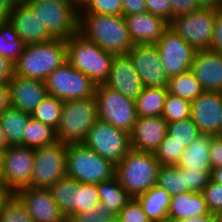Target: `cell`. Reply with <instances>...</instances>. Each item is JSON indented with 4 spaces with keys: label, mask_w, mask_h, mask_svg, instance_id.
Returning a JSON list of instances; mask_svg holds the SVG:
<instances>
[{
    "label": "cell",
    "mask_w": 222,
    "mask_h": 222,
    "mask_svg": "<svg viewBox=\"0 0 222 222\" xmlns=\"http://www.w3.org/2000/svg\"><path fill=\"white\" fill-rule=\"evenodd\" d=\"M66 176L80 183L99 184L115 176V164L84 143L68 144Z\"/></svg>",
    "instance_id": "cell-6"
},
{
    "label": "cell",
    "mask_w": 222,
    "mask_h": 222,
    "mask_svg": "<svg viewBox=\"0 0 222 222\" xmlns=\"http://www.w3.org/2000/svg\"><path fill=\"white\" fill-rule=\"evenodd\" d=\"M217 9L199 8L186 15L174 17L169 27L195 51L209 50Z\"/></svg>",
    "instance_id": "cell-11"
},
{
    "label": "cell",
    "mask_w": 222,
    "mask_h": 222,
    "mask_svg": "<svg viewBox=\"0 0 222 222\" xmlns=\"http://www.w3.org/2000/svg\"><path fill=\"white\" fill-rule=\"evenodd\" d=\"M190 113L191 102L169 93L166 95L161 116L167 123L189 118Z\"/></svg>",
    "instance_id": "cell-37"
},
{
    "label": "cell",
    "mask_w": 222,
    "mask_h": 222,
    "mask_svg": "<svg viewBox=\"0 0 222 222\" xmlns=\"http://www.w3.org/2000/svg\"><path fill=\"white\" fill-rule=\"evenodd\" d=\"M65 61V40L52 39L44 43L29 44L14 63V75L45 81L46 77Z\"/></svg>",
    "instance_id": "cell-2"
},
{
    "label": "cell",
    "mask_w": 222,
    "mask_h": 222,
    "mask_svg": "<svg viewBox=\"0 0 222 222\" xmlns=\"http://www.w3.org/2000/svg\"><path fill=\"white\" fill-rule=\"evenodd\" d=\"M64 102L56 97L48 95L32 112L31 117L41 123L51 126L53 129L59 125Z\"/></svg>",
    "instance_id": "cell-35"
},
{
    "label": "cell",
    "mask_w": 222,
    "mask_h": 222,
    "mask_svg": "<svg viewBox=\"0 0 222 222\" xmlns=\"http://www.w3.org/2000/svg\"><path fill=\"white\" fill-rule=\"evenodd\" d=\"M100 203L97 184L79 182L78 213L89 211Z\"/></svg>",
    "instance_id": "cell-42"
},
{
    "label": "cell",
    "mask_w": 222,
    "mask_h": 222,
    "mask_svg": "<svg viewBox=\"0 0 222 222\" xmlns=\"http://www.w3.org/2000/svg\"><path fill=\"white\" fill-rule=\"evenodd\" d=\"M98 120L95 97L64 101L56 139L64 144L84 143L89 129Z\"/></svg>",
    "instance_id": "cell-5"
},
{
    "label": "cell",
    "mask_w": 222,
    "mask_h": 222,
    "mask_svg": "<svg viewBox=\"0 0 222 222\" xmlns=\"http://www.w3.org/2000/svg\"><path fill=\"white\" fill-rule=\"evenodd\" d=\"M147 12L160 16L166 21H171L170 0H146Z\"/></svg>",
    "instance_id": "cell-46"
},
{
    "label": "cell",
    "mask_w": 222,
    "mask_h": 222,
    "mask_svg": "<svg viewBox=\"0 0 222 222\" xmlns=\"http://www.w3.org/2000/svg\"><path fill=\"white\" fill-rule=\"evenodd\" d=\"M212 170H190L182 168L185 174L186 185L189 191L202 192L211 179Z\"/></svg>",
    "instance_id": "cell-44"
},
{
    "label": "cell",
    "mask_w": 222,
    "mask_h": 222,
    "mask_svg": "<svg viewBox=\"0 0 222 222\" xmlns=\"http://www.w3.org/2000/svg\"><path fill=\"white\" fill-rule=\"evenodd\" d=\"M168 90L165 87H144L135 100L138 117L161 116Z\"/></svg>",
    "instance_id": "cell-30"
},
{
    "label": "cell",
    "mask_w": 222,
    "mask_h": 222,
    "mask_svg": "<svg viewBox=\"0 0 222 222\" xmlns=\"http://www.w3.org/2000/svg\"><path fill=\"white\" fill-rule=\"evenodd\" d=\"M117 214L98 203L89 211L77 213L69 222H116Z\"/></svg>",
    "instance_id": "cell-41"
},
{
    "label": "cell",
    "mask_w": 222,
    "mask_h": 222,
    "mask_svg": "<svg viewBox=\"0 0 222 222\" xmlns=\"http://www.w3.org/2000/svg\"><path fill=\"white\" fill-rule=\"evenodd\" d=\"M209 151L212 169L222 167V136H212Z\"/></svg>",
    "instance_id": "cell-49"
},
{
    "label": "cell",
    "mask_w": 222,
    "mask_h": 222,
    "mask_svg": "<svg viewBox=\"0 0 222 222\" xmlns=\"http://www.w3.org/2000/svg\"><path fill=\"white\" fill-rule=\"evenodd\" d=\"M167 131L171 137L188 147L198 136L201 135L197 125L189 117L180 121L167 123Z\"/></svg>",
    "instance_id": "cell-38"
},
{
    "label": "cell",
    "mask_w": 222,
    "mask_h": 222,
    "mask_svg": "<svg viewBox=\"0 0 222 222\" xmlns=\"http://www.w3.org/2000/svg\"><path fill=\"white\" fill-rule=\"evenodd\" d=\"M98 119L131 133L137 120L135 101L124 97L106 84L95 87Z\"/></svg>",
    "instance_id": "cell-8"
},
{
    "label": "cell",
    "mask_w": 222,
    "mask_h": 222,
    "mask_svg": "<svg viewBox=\"0 0 222 222\" xmlns=\"http://www.w3.org/2000/svg\"><path fill=\"white\" fill-rule=\"evenodd\" d=\"M185 148L167 133L154 155L160 165H177Z\"/></svg>",
    "instance_id": "cell-39"
},
{
    "label": "cell",
    "mask_w": 222,
    "mask_h": 222,
    "mask_svg": "<svg viewBox=\"0 0 222 222\" xmlns=\"http://www.w3.org/2000/svg\"><path fill=\"white\" fill-rule=\"evenodd\" d=\"M79 13H97L102 15H122V0H87Z\"/></svg>",
    "instance_id": "cell-40"
},
{
    "label": "cell",
    "mask_w": 222,
    "mask_h": 222,
    "mask_svg": "<svg viewBox=\"0 0 222 222\" xmlns=\"http://www.w3.org/2000/svg\"><path fill=\"white\" fill-rule=\"evenodd\" d=\"M100 203L118 214L133 197L121 186L116 176L97 184Z\"/></svg>",
    "instance_id": "cell-29"
},
{
    "label": "cell",
    "mask_w": 222,
    "mask_h": 222,
    "mask_svg": "<svg viewBox=\"0 0 222 222\" xmlns=\"http://www.w3.org/2000/svg\"><path fill=\"white\" fill-rule=\"evenodd\" d=\"M210 51L222 54V9L215 13Z\"/></svg>",
    "instance_id": "cell-47"
},
{
    "label": "cell",
    "mask_w": 222,
    "mask_h": 222,
    "mask_svg": "<svg viewBox=\"0 0 222 222\" xmlns=\"http://www.w3.org/2000/svg\"><path fill=\"white\" fill-rule=\"evenodd\" d=\"M0 157L4 187L10 193H15L24 187H30L34 149L21 145L8 146Z\"/></svg>",
    "instance_id": "cell-13"
},
{
    "label": "cell",
    "mask_w": 222,
    "mask_h": 222,
    "mask_svg": "<svg viewBox=\"0 0 222 222\" xmlns=\"http://www.w3.org/2000/svg\"><path fill=\"white\" fill-rule=\"evenodd\" d=\"M54 39L68 40L78 32L79 10L67 0H30L27 3Z\"/></svg>",
    "instance_id": "cell-7"
},
{
    "label": "cell",
    "mask_w": 222,
    "mask_h": 222,
    "mask_svg": "<svg viewBox=\"0 0 222 222\" xmlns=\"http://www.w3.org/2000/svg\"><path fill=\"white\" fill-rule=\"evenodd\" d=\"M116 222H151L136 198L130 200L117 214Z\"/></svg>",
    "instance_id": "cell-45"
},
{
    "label": "cell",
    "mask_w": 222,
    "mask_h": 222,
    "mask_svg": "<svg viewBox=\"0 0 222 222\" xmlns=\"http://www.w3.org/2000/svg\"><path fill=\"white\" fill-rule=\"evenodd\" d=\"M211 179L222 185V167L212 169Z\"/></svg>",
    "instance_id": "cell-57"
},
{
    "label": "cell",
    "mask_w": 222,
    "mask_h": 222,
    "mask_svg": "<svg viewBox=\"0 0 222 222\" xmlns=\"http://www.w3.org/2000/svg\"><path fill=\"white\" fill-rule=\"evenodd\" d=\"M31 114L9 106L0 113V122L9 146H23V133Z\"/></svg>",
    "instance_id": "cell-28"
},
{
    "label": "cell",
    "mask_w": 222,
    "mask_h": 222,
    "mask_svg": "<svg viewBox=\"0 0 222 222\" xmlns=\"http://www.w3.org/2000/svg\"><path fill=\"white\" fill-rule=\"evenodd\" d=\"M190 118L201 134L221 136L222 93L203 91L191 102Z\"/></svg>",
    "instance_id": "cell-16"
},
{
    "label": "cell",
    "mask_w": 222,
    "mask_h": 222,
    "mask_svg": "<svg viewBox=\"0 0 222 222\" xmlns=\"http://www.w3.org/2000/svg\"><path fill=\"white\" fill-rule=\"evenodd\" d=\"M65 42L67 61L88 76L95 85L105 84L114 55L102 50L79 32Z\"/></svg>",
    "instance_id": "cell-4"
},
{
    "label": "cell",
    "mask_w": 222,
    "mask_h": 222,
    "mask_svg": "<svg viewBox=\"0 0 222 222\" xmlns=\"http://www.w3.org/2000/svg\"><path fill=\"white\" fill-rule=\"evenodd\" d=\"M17 4L28 3L30 0H14Z\"/></svg>",
    "instance_id": "cell-61"
},
{
    "label": "cell",
    "mask_w": 222,
    "mask_h": 222,
    "mask_svg": "<svg viewBox=\"0 0 222 222\" xmlns=\"http://www.w3.org/2000/svg\"><path fill=\"white\" fill-rule=\"evenodd\" d=\"M209 212L202 192H184L171 196L168 221L197 217Z\"/></svg>",
    "instance_id": "cell-24"
},
{
    "label": "cell",
    "mask_w": 222,
    "mask_h": 222,
    "mask_svg": "<svg viewBox=\"0 0 222 222\" xmlns=\"http://www.w3.org/2000/svg\"><path fill=\"white\" fill-rule=\"evenodd\" d=\"M169 94L178 96L189 102L196 99L204 90L191 70L168 79Z\"/></svg>",
    "instance_id": "cell-32"
},
{
    "label": "cell",
    "mask_w": 222,
    "mask_h": 222,
    "mask_svg": "<svg viewBox=\"0 0 222 222\" xmlns=\"http://www.w3.org/2000/svg\"><path fill=\"white\" fill-rule=\"evenodd\" d=\"M71 4H73L78 10L83 7V5L87 2V0H67Z\"/></svg>",
    "instance_id": "cell-59"
},
{
    "label": "cell",
    "mask_w": 222,
    "mask_h": 222,
    "mask_svg": "<svg viewBox=\"0 0 222 222\" xmlns=\"http://www.w3.org/2000/svg\"><path fill=\"white\" fill-rule=\"evenodd\" d=\"M105 84L133 101L144 88L128 53L113 56Z\"/></svg>",
    "instance_id": "cell-18"
},
{
    "label": "cell",
    "mask_w": 222,
    "mask_h": 222,
    "mask_svg": "<svg viewBox=\"0 0 222 222\" xmlns=\"http://www.w3.org/2000/svg\"><path fill=\"white\" fill-rule=\"evenodd\" d=\"M8 89L10 106L29 114L48 96L44 81L14 74L8 81Z\"/></svg>",
    "instance_id": "cell-20"
},
{
    "label": "cell",
    "mask_w": 222,
    "mask_h": 222,
    "mask_svg": "<svg viewBox=\"0 0 222 222\" xmlns=\"http://www.w3.org/2000/svg\"><path fill=\"white\" fill-rule=\"evenodd\" d=\"M16 5L14 0H0V19L6 18Z\"/></svg>",
    "instance_id": "cell-54"
},
{
    "label": "cell",
    "mask_w": 222,
    "mask_h": 222,
    "mask_svg": "<svg viewBox=\"0 0 222 222\" xmlns=\"http://www.w3.org/2000/svg\"><path fill=\"white\" fill-rule=\"evenodd\" d=\"M147 12L146 0H122V16Z\"/></svg>",
    "instance_id": "cell-50"
},
{
    "label": "cell",
    "mask_w": 222,
    "mask_h": 222,
    "mask_svg": "<svg viewBox=\"0 0 222 222\" xmlns=\"http://www.w3.org/2000/svg\"><path fill=\"white\" fill-rule=\"evenodd\" d=\"M124 19L134 45L155 44L169 27L168 21L149 12L130 14Z\"/></svg>",
    "instance_id": "cell-22"
},
{
    "label": "cell",
    "mask_w": 222,
    "mask_h": 222,
    "mask_svg": "<svg viewBox=\"0 0 222 222\" xmlns=\"http://www.w3.org/2000/svg\"><path fill=\"white\" fill-rule=\"evenodd\" d=\"M44 82L47 94L63 102L86 99L95 94V83L68 61L51 72Z\"/></svg>",
    "instance_id": "cell-9"
},
{
    "label": "cell",
    "mask_w": 222,
    "mask_h": 222,
    "mask_svg": "<svg viewBox=\"0 0 222 222\" xmlns=\"http://www.w3.org/2000/svg\"><path fill=\"white\" fill-rule=\"evenodd\" d=\"M136 199L151 222H167L171 195L158 185H154Z\"/></svg>",
    "instance_id": "cell-25"
},
{
    "label": "cell",
    "mask_w": 222,
    "mask_h": 222,
    "mask_svg": "<svg viewBox=\"0 0 222 222\" xmlns=\"http://www.w3.org/2000/svg\"><path fill=\"white\" fill-rule=\"evenodd\" d=\"M84 144L115 165L131 150L130 134L100 119L89 129Z\"/></svg>",
    "instance_id": "cell-12"
},
{
    "label": "cell",
    "mask_w": 222,
    "mask_h": 222,
    "mask_svg": "<svg viewBox=\"0 0 222 222\" xmlns=\"http://www.w3.org/2000/svg\"><path fill=\"white\" fill-rule=\"evenodd\" d=\"M0 222H34L20 199L11 193L0 209Z\"/></svg>",
    "instance_id": "cell-36"
},
{
    "label": "cell",
    "mask_w": 222,
    "mask_h": 222,
    "mask_svg": "<svg viewBox=\"0 0 222 222\" xmlns=\"http://www.w3.org/2000/svg\"><path fill=\"white\" fill-rule=\"evenodd\" d=\"M78 32L113 55L127 54L134 46L122 15L79 13Z\"/></svg>",
    "instance_id": "cell-1"
},
{
    "label": "cell",
    "mask_w": 222,
    "mask_h": 222,
    "mask_svg": "<svg viewBox=\"0 0 222 222\" xmlns=\"http://www.w3.org/2000/svg\"><path fill=\"white\" fill-rule=\"evenodd\" d=\"M170 4H171V20L174 17L186 15L200 8L196 3V0H170Z\"/></svg>",
    "instance_id": "cell-48"
},
{
    "label": "cell",
    "mask_w": 222,
    "mask_h": 222,
    "mask_svg": "<svg viewBox=\"0 0 222 222\" xmlns=\"http://www.w3.org/2000/svg\"><path fill=\"white\" fill-rule=\"evenodd\" d=\"M200 8L222 9V0H196Z\"/></svg>",
    "instance_id": "cell-55"
},
{
    "label": "cell",
    "mask_w": 222,
    "mask_h": 222,
    "mask_svg": "<svg viewBox=\"0 0 222 222\" xmlns=\"http://www.w3.org/2000/svg\"><path fill=\"white\" fill-rule=\"evenodd\" d=\"M168 133L162 116L137 117L130 133L131 149L154 153Z\"/></svg>",
    "instance_id": "cell-21"
},
{
    "label": "cell",
    "mask_w": 222,
    "mask_h": 222,
    "mask_svg": "<svg viewBox=\"0 0 222 222\" xmlns=\"http://www.w3.org/2000/svg\"><path fill=\"white\" fill-rule=\"evenodd\" d=\"M143 87H165L168 78L155 44H136L128 52Z\"/></svg>",
    "instance_id": "cell-15"
},
{
    "label": "cell",
    "mask_w": 222,
    "mask_h": 222,
    "mask_svg": "<svg viewBox=\"0 0 222 222\" xmlns=\"http://www.w3.org/2000/svg\"><path fill=\"white\" fill-rule=\"evenodd\" d=\"M160 163L154 153L131 149L115 165V176L121 186L133 197L157 185Z\"/></svg>",
    "instance_id": "cell-3"
},
{
    "label": "cell",
    "mask_w": 222,
    "mask_h": 222,
    "mask_svg": "<svg viewBox=\"0 0 222 222\" xmlns=\"http://www.w3.org/2000/svg\"><path fill=\"white\" fill-rule=\"evenodd\" d=\"M6 19L26 45L44 43L54 39L27 3L17 4Z\"/></svg>",
    "instance_id": "cell-19"
},
{
    "label": "cell",
    "mask_w": 222,
    "mask_h": 222,
    "mask_svg": "<svg viewBox=\"0 0 222 222\" xmlns=\"http://www.w3.org/2000/svg\"><path fill=\"white\" fill-rule=\"evenodd\" d=\"M167 222H217V215L209 212L197 217L185 218L182 220L167 221Z\"/></svg>",
    "instance_id": "cell-52"
},
{
    "label": "cell",
    "mask_w": 222,
    "mask_h": 222,
    "mask_svg": "<svg viewBox=\"0 0 222 222\" xmlns=\"http://www.w3.org/2000/svg\"><path fill=\"white\" fill-rule=\"evenodd\" d=\"M217 222H222V210L217 214Z\"/></svg>",
    "instance_id": "cell-60"
},
{
    "label": "cell",
    "mask_w": 222,
    "mask_h": 222,
    "mask_svg": "<svg viewBox=\"0 0 222 222\" xmlns=\"http://www.w3.org/2000/svg\"><path fill=\"white\" fill-rule=\"evenodd\" d=\"M67 144L55 143L34 149V162L30 176L31 188L49 189L66 177Z\"/></svg>",
    "instance_id": "cell-10"
},
{
    "label": "cell",
    "mask_w": 222,
    "mask_h": 222,
    "mask_svg": "<svg viewBox=\"0 0 222 222\" xmlns=\"http://www.w3.org/2000/svg\"><path fill=\"white\" fill-rule=\"evenodd\" d=\"M26 44L6 18L0 19V55L14 64L24 51Z\"/></svg>",
    "instance_id": "cell-31"
},
{
    "label": "cell",
    "mask_w": 222,
    "mask_h": 222,
    "mask_svg": "<svg viewBox=\"0 0 222 222\" xmlns=\"http://www.w3.org/2000/svg\"><path fill=\"white\" fill-rule=\"evenodd\" d=\"M49 190L69 222L78 213L79 182L66 176L58 180Z\"/></svg>",
    "instance_id": "cell-27"
},
{
    "label": "cell",
    "mask_w": 222,
    "mask_h": 222,
    "mask_svg": "<svg viewBox=\"0 0 222 222\" xmlns=\"http://www.w3.org/2000/svg\"><path fill=\"white\" fill-rule=\"evenodd\" d=\"M221 136H222V118H221Z\"/></svg>",
    "instance_id": "cell-63"
},
{
    "label": "cell",
    "mask_w": 222,
    "mask_h": 222,
    "mask_svg": "<svg viewBox=\"0 0 222 222\" xmlns=\"http://www.w3.org/2000/svg\"><path fill=\"white\" fill-rule=\"evenodd\" d=\"M202 194L208 210L217 215L222 210V185L210 179Z\"/></svg>",
    "instance_id": "cell-43"
},
{
    "label": "cell",
    "mask_w": 222,
    "mask_h": 222,
    "mask_svg": "<svg viewBox=\"0 0 222 222\" xmlns=\"http://www.w3.org/2000/svg\"><path fill=\"white\" fill-rule=\"evenodd\" d=\"M0 186H4L3 181H2V176H1V157H0Z\"/></svg>",
    "instance_id": "cell-62"
},
{
    "label": "cell",
    "mask_w": 222,
    "mask_h": 222,
    "mask_svg": "<svg viewBox=\"0 0 222 222\" xmlns=\"http://www.w3.org/2000/svg\"><path fill=\"white\" fill-rule=\"evenodd\" d=\"M8 142L5 137L4 129L2 127V124L0 122V155L6 150L8 147Z\"/></svg>",
    "instance_id": "cell-56"
},
{
    "label": "cell",
    "mask_w": 222,
    "mask_h": 222,
    "mask_svg": "<svg viewBox=\"0 0 222 222\" xmlns=\"http://www.w3.org/2000/svg\"><path fill=\"white\" fill-rule=\"evenodd\" d=\"M190 70L204 91L222 93V54L196 51Z\"/></svg>",
    "instance_id": "cell-23"
},
{
    "label": "cell",
    "mask_w": 222,
    "mask_h": 222,
    "mask_svg": "<svg viewBox=\"0 0 222 222\" xmlns=\"http://www.w3.org/2000/svg\"><path fill=\"white\" fill-rule=\"evenodd\" d=\"M10 194L11 193L4 186H0V209Z\"/></svg>",
    "instance_id": "cell-58"
},
{
    "label": "cell",
    "mask_w": 222,
    "mask_h": 222,
    "mask_svg": "<svg viewBox=\"0 0 222 222\" xmlns=\"http://www.w3.org/2000/svg\"><path fill=\"white\" fill-rule=\"evenodd\" d=\"M14 74V64L0 55V83H8Z\"/></svg>",
    "instance_id": "cell-51"
},
{
    "label": "cell",
    "mask_w": 222,
    "mask_h": 222,
    "mask_svg": "<svg viewBox=\"0 0 222 222\" xmlns=\"http://www.w3.org/2000/svg\"><path fill=\"white\" fill-rule=\"evenodd\" d=\"M10 106L8 83H0V113Z\"/></svg>",
    "instance_id": "cell-53"
},
{
    "label": "cell",
    "mask_w": 222,
    "mask_h": 222,
    "mask_svg": "<svg viewBox=\"0 0 222 222\" xmlns=\"http://www.w3.org/2000/svg\"><path fill=\"white\" fill-rule=\"evenodd\" d=\"M212 135L201 134L184 149L177 166L190 170H212L209 147Z\"/></svg>",
    "instance_id": "cell-26"
},
{
    "label": "cell",
    "mask_w": 222,
    "mask_h": 222,
    "mask_svg": "<svg viewBox=\"0 0 222 222\" xmlns=\"http://www.w3.org/2000/svg\"><path fill=\"white\" fill-rule=\"evenodd\" d=\"M157 185L171 196L189 192L185 174H182V168L177 165H161L158 170Z\"/></svg>",
    "instance_id": "cell-34"
},
{
    "label": "cell",
    "mask_w": 222,
    "mask_h": 222,
    "mask_svg": "<svg viewBox=\"0 0 222 222\" xmlns=\"http://www.w3.org/2000/svg\"><path fill=\"white\" fill-rule=\"evenodd\" d=\"M56 141L55 129L32 117L29 119L23 133V146L35 149Z\"/></svg>",
    "instance_id": "cell-33"
},
{
    "label": "cell",
    "mask_w": 222,
    "mask_h": 222,
    "mask_svg": "<svg viewBox=\"0 0 222 222\" xmlns=\"http://www.w3.org/2000/svg\"><path fill=\"white\" fill-rule=\"evenodd\" d=\"M155 46L168 79L190 70L196 51L170 27Z\"/></svg>",
    "instance_id": "cell-14"
},
{
    "label": "cell",
    "mask_w": 222,
    "mask_h": 222,
    "mask_svg": "<svg viewBox=\"0 0 222 222\" xmlns=\"http://www.w3.org/2000/svg\"><path fill=\"white\" fill-rule=\"evenodd\" d=\"M34 222H68L49 189L24 187L14 193Z\"/></svg>",
    "instance_id": "cell-17"
}]
</instances>
